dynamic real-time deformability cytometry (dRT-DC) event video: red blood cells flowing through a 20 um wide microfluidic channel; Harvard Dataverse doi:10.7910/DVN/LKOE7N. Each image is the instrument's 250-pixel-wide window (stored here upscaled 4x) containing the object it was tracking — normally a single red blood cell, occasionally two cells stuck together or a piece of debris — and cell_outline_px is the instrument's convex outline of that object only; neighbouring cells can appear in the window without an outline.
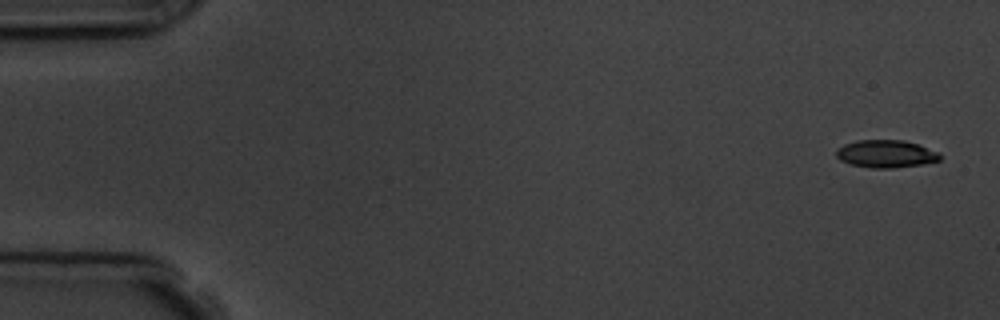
{"species": "common noctule bat (a hibernating species)", "species_latin": "Nyctalus noctula", "temperature_condition": "room temperature", "stored_images_in_passage": 5, "camera_frame_rate_fps": 3000, "um_per_image_px": 0.085, "animal": {"sex": "male", "body_mass_g": 19.5, "forearm_length_mm": 54.6}, "frame": {"image": 1, "passage_image": 1, "time_ms": 0.0, "image_size_px": [1000, 320], "cell_outline_px": [[940, 160], [920, 164], [892, 168], [872, 168], [848, 164], [840, 160], [836, 156], [836, 148], [844, 144], [856, 140], [904, 140], [940, 152]], "centroid_in_image_um": [75.25, 13.07], "position_along_channel_um": 9.7, "area_um2": 16.7}}